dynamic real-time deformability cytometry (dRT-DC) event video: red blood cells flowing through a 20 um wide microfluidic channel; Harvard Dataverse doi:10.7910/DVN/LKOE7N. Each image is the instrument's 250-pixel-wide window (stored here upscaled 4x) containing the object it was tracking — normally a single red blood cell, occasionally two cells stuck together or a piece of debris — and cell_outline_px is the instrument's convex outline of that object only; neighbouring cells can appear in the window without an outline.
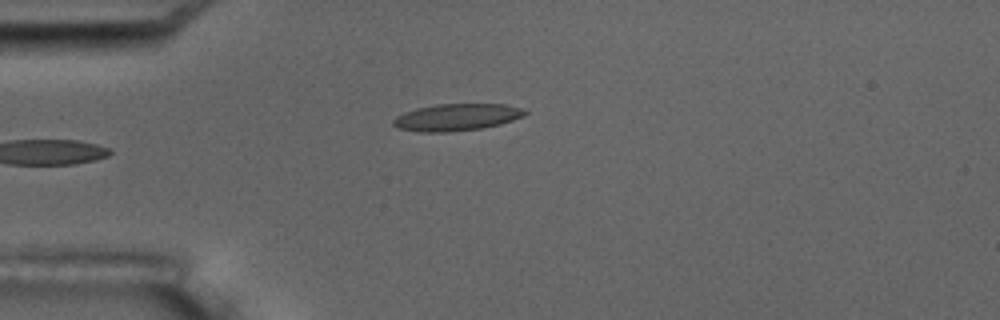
{"species": "common noctule bat (a hibernating species)", "species_latin": "Nyctalus noctula", "temperature_condition": "room temperature", "stored_images_in_passage": 5, "camera_frame_rate_fps": 3000, "um_per_image_px": 0.085, "animal": {"sex": "male", "body_mass_g": 17.5, "forearm_length_mm": 52.3}, "frame": {"image": 1, "passage_image": 5, "time_ms": 4.667, "image_size_px": [1000, 320], "cell_outline_px": [[528, 112], [524, 116], [500, 124], [480, 128], [448, 132], [420, 132], [400, 128], [392, 124], [392, 120], [396, 116], [404, 112], [416, 108], [436, 104], [504, 104], [520, 108]], "centroid_in_image_um": [38.79, 9.96], "position_along_channel_um": 46.2, "area_um2": 20.58}}